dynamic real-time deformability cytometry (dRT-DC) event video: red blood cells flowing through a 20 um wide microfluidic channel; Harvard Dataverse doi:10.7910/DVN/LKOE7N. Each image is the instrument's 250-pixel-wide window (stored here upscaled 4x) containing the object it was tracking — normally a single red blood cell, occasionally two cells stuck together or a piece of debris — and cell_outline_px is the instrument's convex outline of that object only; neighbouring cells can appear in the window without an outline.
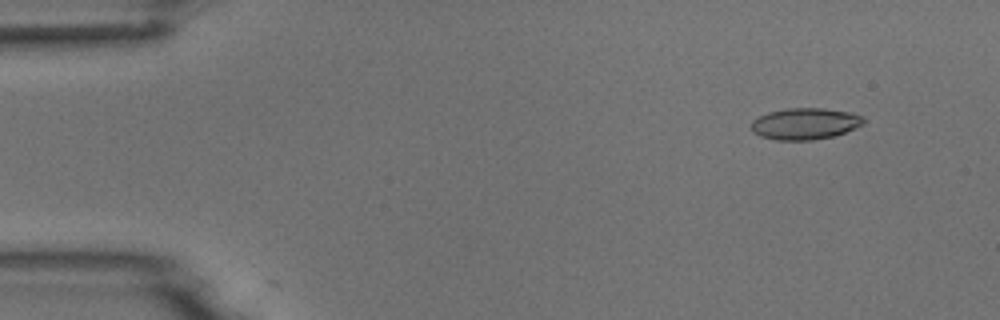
{"species": "common noctule bat (a hibernating species)", "species_latin": "Nyctalus noctula", "temperature_condition": "room temperature", "stored_images_in_passage": 5, "segment_of_instrument_passage": [1, 2], "camera_frame_rate_fps": 3000, "um_per_image_px": 0.085, "animal": {"sex": "male", "body_mass_g": 18.8}, "frame": {"image": 1, "passage_image": 1, "time_ms": 0.0, "image_size_px": [1000, 320], "cell_outline_px": [[864, 124], [844, 132], [832, 136], [812, 140], [776, 140], [760, 136], [752, 132], [752, 120], [768, 112], [784, 108], [824, 108], [852, 112], [864, 116]], "centroid_in_image_um": [68.43, 10.5], "position_along_channel_um": 16.6, "area_um2": 20.69}}